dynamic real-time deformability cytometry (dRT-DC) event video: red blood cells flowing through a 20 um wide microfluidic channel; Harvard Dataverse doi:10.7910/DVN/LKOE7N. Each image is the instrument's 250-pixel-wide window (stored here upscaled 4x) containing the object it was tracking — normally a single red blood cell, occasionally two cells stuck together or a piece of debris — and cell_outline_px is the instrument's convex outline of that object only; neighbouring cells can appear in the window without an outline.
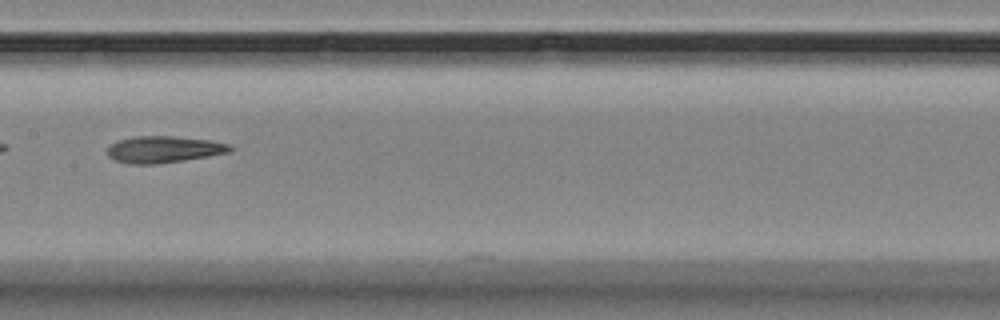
{"species": "Egyptian fruit bat (a non-hibernating species)", "species_latin": "Rousettus aegyptiacus", "temperature_condition": "room temperature", "stored_images_in_passage": 6, "camera_frame_rate_fps": 3000, "um_per_image_px": 0.085, "animal": {"sex": "female"}, "frame": {"image": 1, "passage_image": 6, "time_ms": 7.333, "image_size_px": [1000, 320], "cell_outline_px": [[236, 148], [232, 152], [184, 160], [156, 164], [128, 164], [112, 160], [108, 156], [108, 148], [116, 140], [132, 136], [172, 136], [212, 140], [228, 144]], "centroid_in_image_um": [13.93, 12.7], "position_along_channel_um": 193.5, "area_um2": 19.36}}